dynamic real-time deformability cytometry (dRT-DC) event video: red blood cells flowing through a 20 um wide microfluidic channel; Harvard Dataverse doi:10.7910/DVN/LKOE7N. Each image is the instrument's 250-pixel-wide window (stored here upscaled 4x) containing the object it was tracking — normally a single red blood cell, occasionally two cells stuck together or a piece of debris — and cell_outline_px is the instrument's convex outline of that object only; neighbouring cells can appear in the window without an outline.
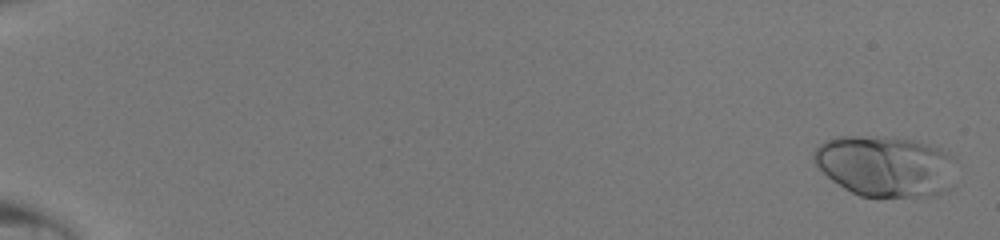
{"species": "human", "species_latin": "Homo sapiens", "temperature_condition": "room temperature", "stored_images_in_passage": 49, "camera_frame_rate_fps": 3000, "um_per_image_px": 0.085, "donor": {"sex": "male"}, "frame": {"image": 1, "passage_image": 2, "time_ms": 0.333, "image_size_px": [1000, 240], "cell_outline_px": [[948, 156], [944, 192], [932, 196], [860, 196], [844, 188], [832, 180], [812, 160], [812, 152], [820, 144], [828, 140], [840, 136], [860, 136], [908, 140], [940, 148]], "centroid_in_image_um": [75.06, 14.12], "position_along_channel_um": 9.9, "area_um2": 48.21}}
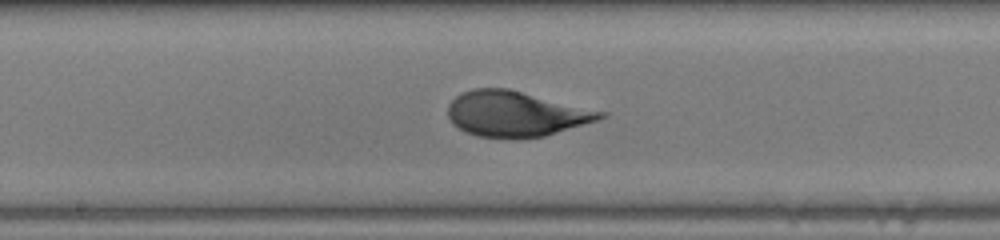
{"frame": {"image": 2, "passage_image": 29, "time_ms": 9.333, "image_size_px": [1000, 240], "cell_outline_px": [[608, 116], [596, 120], [544, 136], [516, 140], [512, 140], [476, 136], [464, 132], [452, 124], [448, 116], [448, 104], [456, 96], [472, 88], [508, 88], [608, 112]], "centroid_in_image_um": [43.82, 9.69], "position_along_channel_um": 204.4, "area_um2": 40.81}}
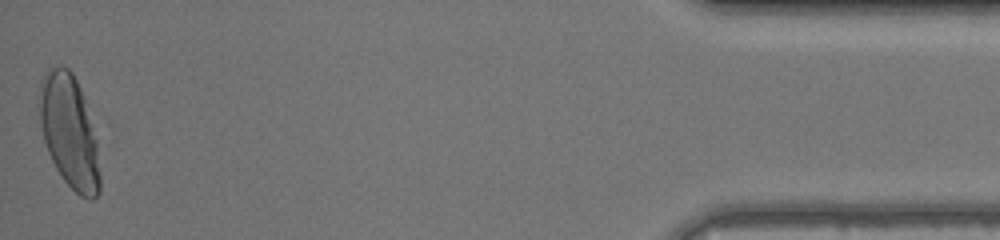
{"frame": {"image": 3, "passage_image": 49, "time_ms": 16.0, "image_size_px": [1000, 240], "cell_outline_px": [[100, 192], [92, 200], [88, 200], [80, 196], [64, 180], [56, 168], [48, 152], [44, 140], [40, 124], [40, 80], [48, 68], [60, 64], [68, 68], [72, 72], [80, 88], [84, 100], [96, 140], [100, 172]], "centroid_in_image_um": [5.88, 11.18], "position_along_channel_um": 429.3, "area_um2": 39.54}}